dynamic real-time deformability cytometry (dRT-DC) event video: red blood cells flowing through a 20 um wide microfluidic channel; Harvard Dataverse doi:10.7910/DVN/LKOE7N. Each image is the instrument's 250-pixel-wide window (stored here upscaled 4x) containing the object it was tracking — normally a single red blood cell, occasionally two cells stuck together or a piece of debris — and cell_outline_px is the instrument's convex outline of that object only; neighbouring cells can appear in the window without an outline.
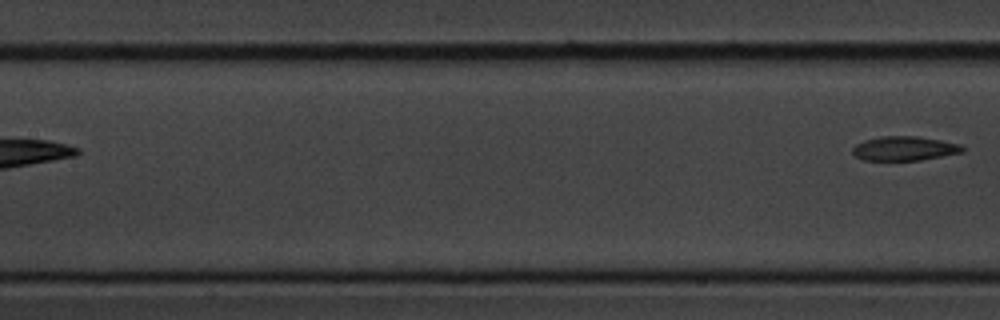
{"species": "common noctule bat (a hibernating species)", "species_latin": "Nyctalus noctula", "temperature_condition": "cold", "stored_images_in_passage": 8, "segment_of_instrument_passage": [2, 2], "camera_frame_rate_fps": 3000, "um_per_image_px": 0.085, "animal": {"sex": "male", "body_mass_g": 20.1, "forearm_length_mm": 53.5}, "frame": {"image": 1, "passage_image": 8, "time_ms": 8.333, "image_size_px": [1000, 320], "cell_outline_px": [[964, 152], [920, 160], [864, 160], [856, 156], [852, 152], [852, 148], [856, 144], [864, 140], [880, 136], [916, 136], [940, 140], [960, 144], [964, 148]], "centroid_in_image_um": [76.86, 12.61], "position_along_channel_um": 130.5, "area_um2": 15.49}}